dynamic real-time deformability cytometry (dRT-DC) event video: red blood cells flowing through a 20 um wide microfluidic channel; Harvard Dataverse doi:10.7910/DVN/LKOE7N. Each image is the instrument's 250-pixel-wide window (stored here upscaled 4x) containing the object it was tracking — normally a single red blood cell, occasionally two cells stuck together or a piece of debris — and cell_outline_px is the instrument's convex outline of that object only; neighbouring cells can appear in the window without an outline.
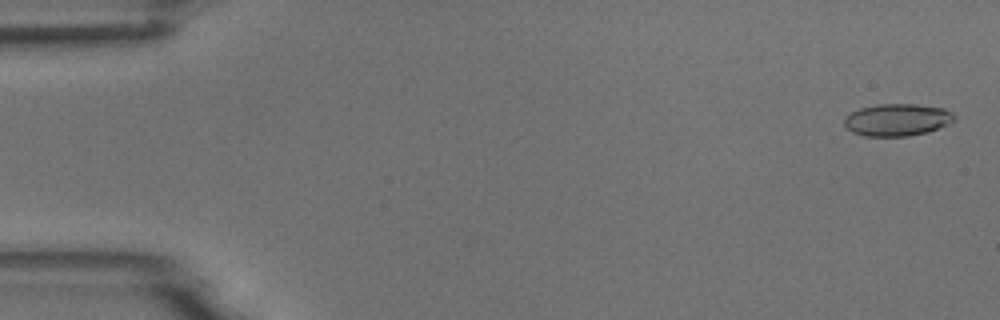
{"species": "common noctule bat (a hibernating species)", "species_latin": "Nyctalus noctula", "temperature_condition": "room temperature", "stored_images_in_passage": 17, "camera_frame_rate_fps": 3000, "um_per_image_px": 0.085, "animal": {"sex": "male", "body_mass_g": 18.8}, "frame": {"image": 1, "passage_image": 2, "time_ms": 0.333, "image_size_px": [1000, 320], "cell_outline_px": [[956, 120], [948, 124], [928, 132], [908, 136], [864, 136], [852, 132], [844, 124], [844, 116], [860, 108], [876, 104], [916, 104], [944, 108], [952, 112], [956, 116]], "centroid_in_image_um": [76.27, 10.18], "position_along_channel_um": 8.7, "area_um2": 20.81}}
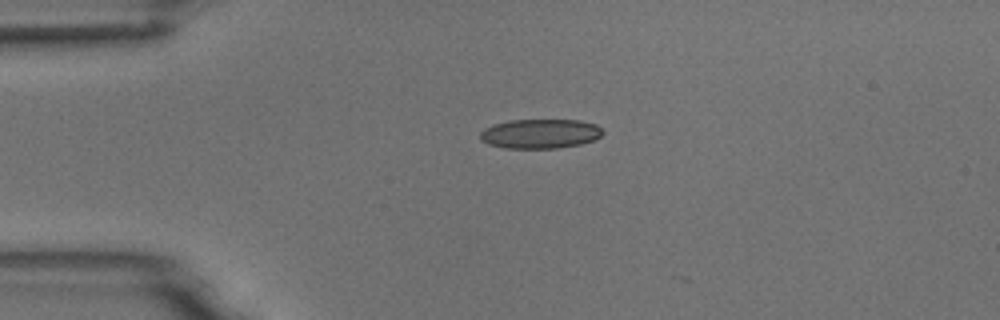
{"frame": {"image": 2, "passage_image": 13, "time_ms": 4.0, "image_size_px": [1000, 320], "cell_outline_px": [[604, 132], [596, 140], [580, 144], [556, 148], [504, 148], [488, 144], [480, 140], [480, 132], [484, 128], [492, 124], [508, 120], [580, 120], [596, 124]], "centroid_in_image_um": [45.89, 11.36], "position_along_channel_um": 39.1, "area_um2": 21.21}}